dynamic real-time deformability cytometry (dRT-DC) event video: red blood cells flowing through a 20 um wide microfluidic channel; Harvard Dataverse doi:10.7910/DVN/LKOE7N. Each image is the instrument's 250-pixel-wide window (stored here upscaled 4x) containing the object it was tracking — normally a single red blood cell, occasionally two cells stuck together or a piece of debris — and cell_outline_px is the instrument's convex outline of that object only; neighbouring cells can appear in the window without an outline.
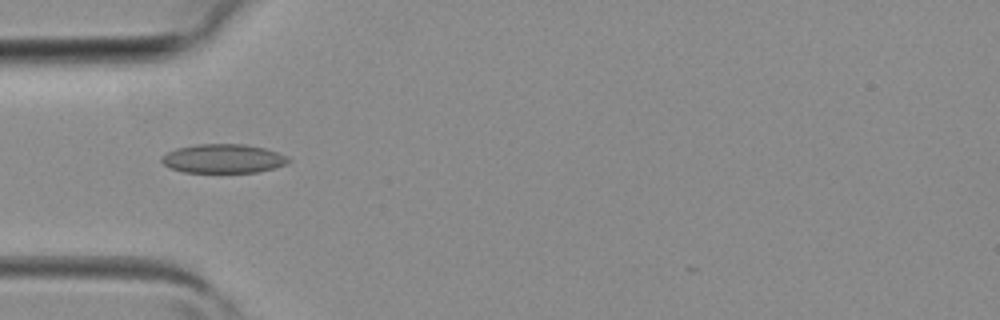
{"species": "common noctule bat (a hibernating species)", "species_latin": "Nyctalus noctula", "temperature_condition": "room temperature", "stored_images_in_passage": 2, "camera_frame_rate_fps": 3000, "um_per_image_px": 0.085, "animal": {"sex": "female", "body_mass_g": 19.3, "forearm_length_mm": 54.1}, "frame": {"image": 1, "passage_image": 2, "time_ms": 0.333, "image_size_px": [1000, 320], "cell_outline_px": [[292, 160], [288, 164], [276, 168], [256, 172], [184, 172], [168, 168], [160, 160], [160, 156], [176, 148], [196, 144], [244, 144], [264, 148], [288, 156]], "centroid_in_image_um": [18.98, 13.48], "position_along_channel_um": 66.0, "area_um2": 21.62}}